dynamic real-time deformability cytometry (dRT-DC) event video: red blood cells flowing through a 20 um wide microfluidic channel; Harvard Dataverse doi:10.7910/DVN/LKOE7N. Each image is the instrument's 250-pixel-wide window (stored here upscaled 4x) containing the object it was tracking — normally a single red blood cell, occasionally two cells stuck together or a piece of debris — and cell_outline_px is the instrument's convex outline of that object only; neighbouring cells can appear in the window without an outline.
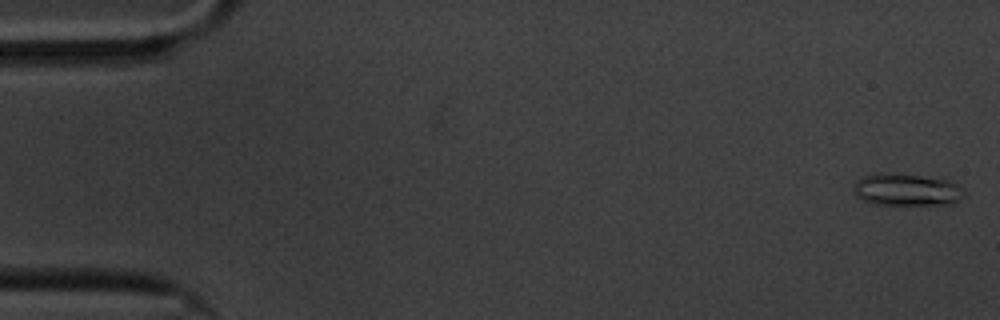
{"species": "common noctule bat (a hibernating species)", "species_latin": "Nyctalus noctula", "temperature_condition": "cold", "stored_images_in_passage": 60, "camera_frame_rate_fps": 3000, "um_per_image_px": 0.085, "animal": {"sex": "male", "body_mass_g": 20.1, "forearm_length_mm": 53.5}, "frame": {"image": 1, "passage_image": 2, "time_ms": 0.333, "image_size_px": [1000, 320], "cell_outline_px": [[964, 196], [960, 200], [948, 204], [872, 204], [856, 196], [852, 192], [852, 188], [864, 176], [880, 172], [896, 172], [948, 180], [956, 184], [964, 192]], "centroid_in_image_um": [77.04, 16.11], "position_along_channel_um": 8.0, "area_um2": 20.69}}
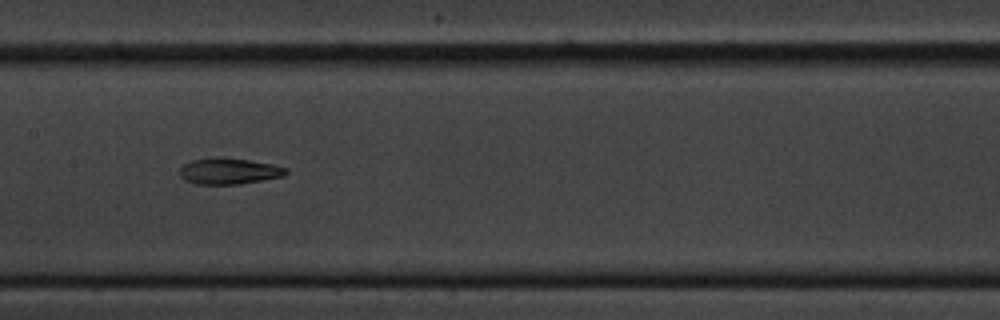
{"frame": {"image": 2, "passage_image": 30, "time_ms": 9.667, "image_size_px": [1000, 320], "cell_outline_px": [[288, 172], [284, 176], [236, 184], [196, 184], [184, 180], [180, 176], [180, 168], [184, 164], [192, 160], [212, 156], [224, 156], [272, 164], [288, 168]], "centroid_in_image_um": [19.43, 14.52], "position_along_channel_um": 188.0, "area_um2": 16.36}}
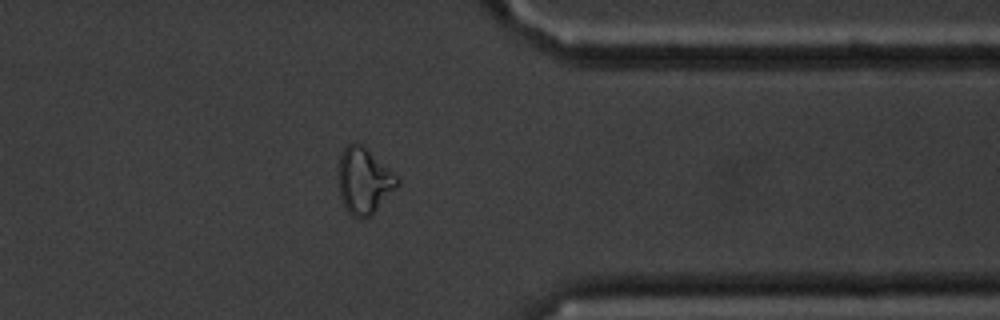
{"frame": {"image": 3, "passage_image": 48, "time_ms": 15.667, "image_size_px": [1000, 320], "cell_outline_px": [[400, 184], [368, 216], [360, 220], [352, 216], [344, 208], [340, 196], [340, 152], [348, 144], [356, 140], [396, 176], [400, 180]], "centroid_in_image_um": [30.91, 15.38], "position_along_channel_um": 380.5, "area_um2": 21.96}, "authors_computed_cell_mechanics": {"area_um2": 17.34, "velocity_mm_per_s": 3.3617, "shape_relaxation_time_tau1_ms": null, "shape_relaxation_time_tau2_ms": 8.1455, "deformation_change_tau1": null, "deformation_change_tau2": 0.1736}}